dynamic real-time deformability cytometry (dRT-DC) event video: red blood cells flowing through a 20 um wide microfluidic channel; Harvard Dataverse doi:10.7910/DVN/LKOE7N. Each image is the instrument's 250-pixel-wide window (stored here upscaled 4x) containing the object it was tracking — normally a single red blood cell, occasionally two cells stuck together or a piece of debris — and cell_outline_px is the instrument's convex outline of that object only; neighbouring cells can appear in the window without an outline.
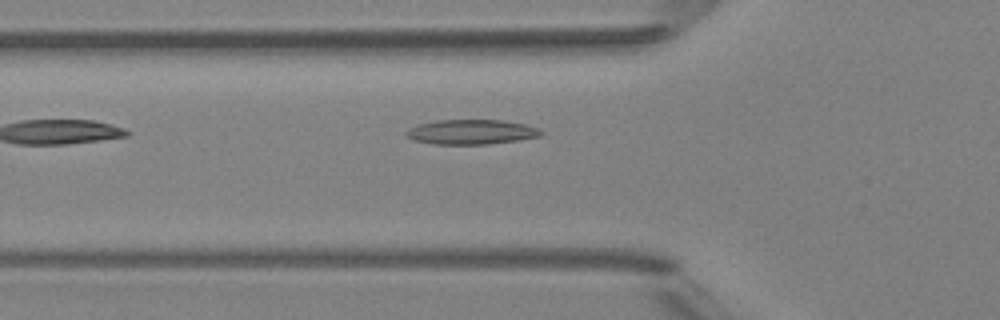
{"species": "Egyptian fruit bat (a non-hibernating species)", "species_latin": "Rousettus aegyptiacus", "temperature_condition": "room temperature", "stored_images_in_passage": 2, "camera_frame_rate_fps": 3000, "um_per_image_px": 0.085, "animal": {"sex": "female"}, "frame": {"image": 1, "passage_image": 2, "time_ms": 1.333, "image_size_px": [1000, 320], "cell_outline_px": [[544, 132], [540, 136], [520, 140], [488, 144], [432, 144], [416, 140], [404, 136], [404, 132], [408, 128], [420, 124], [436, 120], [504, 120], [524, 124], [540, 128]], "centroid_in_image_um": [40.07, 11.21], "position_along_channel_um": 85.7, "area_um2": 19.59}}